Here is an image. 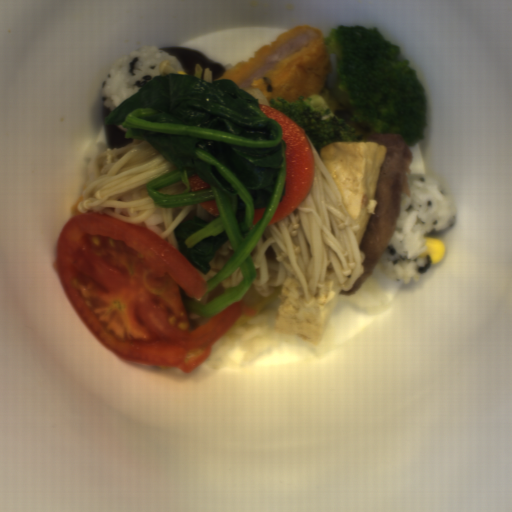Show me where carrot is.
<instances>
[{"label":"carrot","instance_id":"1c9b5961","mask_svg":"<svg viewBox=\"0 0 512 512\" xmlns=\"http://www.w3.org/2000/svg\"><path fill=\"white\" fill-rule=\"evenodd\" d=\"M200 206L204 210H206L208 213L213 215L214 217L217 218L219 216V212H218L215 200L214 201L205 202V203H200Z\"/></svg>","mask_w":512,"mask_h":512},{"label":"carrot","instance_id":"07d2c1c8","mask_svg":"<svg viewBox=\"0 0 512 512\" xmlns=\"http://www.w3.org/2000/svg\"><path fill=\"white\" fill-rule=\"evenodd\" d=\"M265 209H266V207L265 208H260V209H254L253 225H256L258 223V221L262 218Z\"/></svg>","mask_w":512,"mask_h":512},{"label":"carrot","instance_id":"cead05ca","mask_svg":"<svg viewBox=\"0 0 512 512\" xmlns=\"http://www.w3.org/2000/svg\"><path fill=\"white\" fill-rule=\"evenodd\" d=\"M188 180H189V183H190L191 192L198 191V190L210 187L207 182H205L203 179H201L197 175L193 176L191 178H188Z\"/></svg>","mask_w":512,"mask_h":512},{"label":"carrot","instance_id":"b8716197","mask_svg":"<svg viewBox=\"0 0 512 512\" xmlns=\"http://www.w3.org/2000/svg\"><path fill=\"white\" fill-rule=\"evenodd\" d=\"M258 107L265 116L280 125L286 151L285 193L268 227L288 217L305 200L314 184L316 166L313 147L306 131L276 108L263 103H259Z\"/></svg>","mask_w":512,"mask_h":512}]
</instances>
